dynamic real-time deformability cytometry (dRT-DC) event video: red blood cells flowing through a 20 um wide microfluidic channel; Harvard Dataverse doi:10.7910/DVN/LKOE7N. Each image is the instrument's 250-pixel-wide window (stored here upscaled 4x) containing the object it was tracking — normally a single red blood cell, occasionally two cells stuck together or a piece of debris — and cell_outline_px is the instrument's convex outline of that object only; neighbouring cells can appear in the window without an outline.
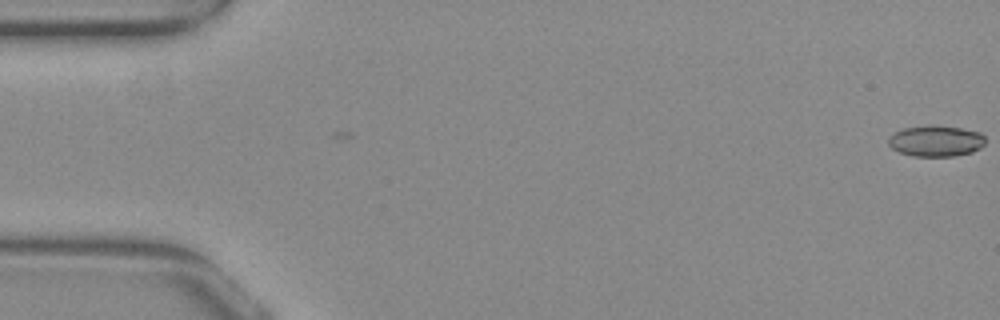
{"species": "common noctule bat (a hibernating species)", "species_latin": "Nyctalus noctula", "temperature_condition": "warm", "stored_images_in_passage": 2, "camera_frame_rate_fps": 3000, "um_per_image_px": 0.085, "animal": {"sex": "female", "body_mass_g": 29.2, "forearm_length_mm": 56.3}, "frame": {"image": 1, "passage_image": 1, "time_ms": 0.0, "image_size_px": [1000, 320], "cell_outline_px": [[984, 144], [980, 148], [972, 152], [956, 156], [912, 156], [900, 152], [892, 148], [888, 144], [888, 140], [896, 132], [904, 128], [928, 124], [960, 128], [980, 132], [984, 136]], "centroid_in_image_um": [79.56, 11.98], "position_along_channel_um": 5.4, "area_um2": 17.51}}